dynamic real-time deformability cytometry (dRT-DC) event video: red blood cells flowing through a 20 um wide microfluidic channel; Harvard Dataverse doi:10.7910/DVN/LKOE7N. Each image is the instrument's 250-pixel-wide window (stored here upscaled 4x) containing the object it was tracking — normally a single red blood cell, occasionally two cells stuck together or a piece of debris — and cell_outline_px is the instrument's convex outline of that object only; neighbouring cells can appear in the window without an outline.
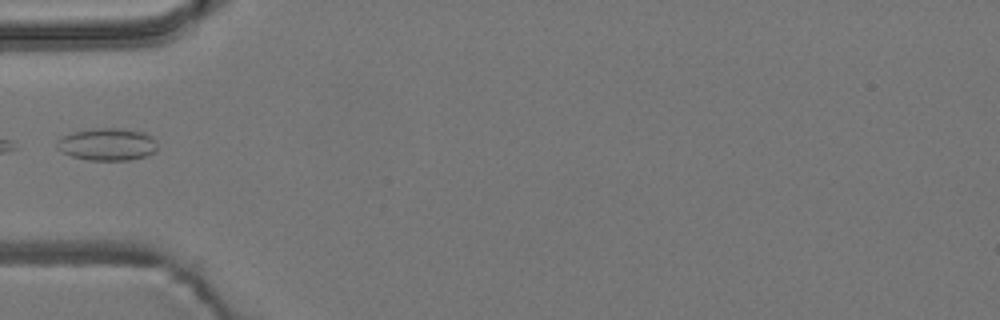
{"species": "common noctule bat (a hibernating species)", "species_latin": "Nyctalus noctula", "temperature_condition": "room temperature", "stored_images_in_passage": 4, "camera_frame_rate_fps": 3000, "um_per_image_px": 0.085, "animal": {"sex": "male", "body_mass_g": 19.2, "forearm_length_mm": 51.8}, "frame": {"image": 1, "passage_image": 4, "time_ms": 1.0, "image_size_px": [1000, 320], "cell_outline_px": [[156, 152], [144, 156], [128, 160], [88, 160], [72, 156], [56, 148], [56, 140], [60, 136], [72, 132], [96, 128], [120, 128], [144, 132], [152, 136], [156, 140]], "centroid_in_image_um": [9.1, 12.26], "position_along_channel_um": 75.9, "area_um2": 19.07}}